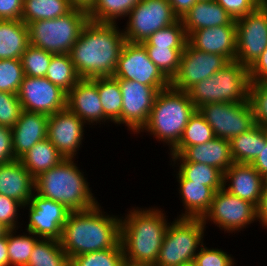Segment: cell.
I'll use <instances>...</instances> for the list:
<instances>
[{"instance_id":"1","label":"cell","mask_w":267,"mask_h":266,"mask_svg":"<svg viewBox=\"0 0 267 266\" xmlns=\"http://www.w3.org/2000/svg\"><path fill=\"white\" fill-rule=\"evenodd\" d=\"M125 43L117 24L88 20L68 54L81 78L111 77Z\"/></svg>"},{"instance_id":"2","label":"cell","mask_w":267,"mask_h":266,"mask_svg":"<svg viewBox=\"0 0 267 266\" xmlns=\"http://www.w3.org/2000/svg\"><path fill=\"white\" fill-rule=\"evenodd\" d=\"M101 207L98 203L93 208L69 213L59 240L69 260L114 248L120 242L121 216L109 215Z\"/></svg>"},{"instance_id":"3","label":"cell","mask_w":267,"mask_h":266,"mask_svg":"<svg viewBox=\"0 0 267 266\" xmlns=\"http://www.w3.org/2000/svg\"><path fill=\"white\" fill-rule=\"evenodd\" d=\"M132 208L125 218L121 216L120 242L125 261L154 265L170 224L168 216L158 207Z\"/></svg>"},{"instance_id":"4","label":"cell","mask_w":267,"mask_h":266,"mask_svg":"<svg viewBox=\"0 0 267 266\" xmlns=\"http://www.w3.org/2000/svg\"><path fill=\"white\" fill-rule=\"evenodd\" d=\"M75 160L65 158L35 178L36 194L59 202L71 212L93 208L98 204L84 172Z\"/></svg>"},{"instance_id":"5","label":"cell","mask_w":267,"mask_h":266,"mask_svg":"<svg viewBox=\"0 0 267 266\" xmlns=\"http://www.w3.org/2000/svg\"><path fill=\"white\" fill-rule=\"evenodd\" d=\"M195 110L187 92L171 87L163 89L157 93L148 122L138 134L147 132L171 151Z\"/></svg>"},{"instance_id":"6","label":"cell","mask_w":267,"mask_h":266,"mask_svg":"<svg viewBox=\"0 0 267 266\" xmlns=\"http://www.w3.org/2000/svg\"><path fill=\"white\" fill-rule=\"evenodd\" d=\"M249 68L230 61L220 71L192 86L188 95L196 109L205 104L248 101Z\"/></svg>"},{"instance_id":"7","label":"cell","mask_w":267,"mask_h":266,"mask_svg":"<svg viewBox=\"0 0 267 266\" xmlns=\"http://www.w3.org/2000/svg\"><path fill=\"white\" fill-rule=\"evenodd\" d=\"M87 11L73 8L66 15L29 23L30 45L54 55L68 54L88 22Z\"/></svg>"},{"instance_id":"8","label":"cell","mask_w":267,"mask_h":266,"mask_svg":"<svg viewBox=\"0 0 267 266\" xmlns=\"http://www.w3.org/2000/svg\"><path fill=\"white\" fill-rule=\"evenodd\" d=\"M206 226L202 218H175L165 233L154 266H182L193 263L204 244Z\"/></svg>"},{"instance_id":"9","label":"cell","mask_w":267,"mask_h":266,"mask_svg":"<svg viewBox=\"0 0 267 266\" xmlns=\"http://www.w3.org/2000/svg\"><path fill=\"white\" fill-rule=\"evenodd\" d=\"M123 33L126 41L142 43L159 29L179 20L168 0H141L128 14Z\"/></svg>"},{"instance_id":"10","label":"cell","mask_w":267,"mask_h":266,"mask_svg":"<svg viewBox=\"0 0 267 266\" xmlns=\"http://www.w3.org/2000/svg\"><path fill=\"white\" fill-rule=\"evenodd\" d=\"M202 220L205 225L208 221L214 223L225 233H236L257 221V207L221 188L215 192L211 207Z\"/></svg>"},{"instance_id":"11","label":"cell","mask_w":267,"mask_h":266,"mask_svg":"<svg viewBox=\"0 0 267 266\" xmlns=\"http://www.w3.org/2000/svg\"><path fill=\"white\" fill-rule=\"evenodd\" d=\"M113 77L153 86L158 92L170 87V80L149 59L147 50L142 43L126 41Z\"/></svg>"},{"instance_id":"12","label":"cell","mask_w":267,"mask_h":266,"mask_svg":"<svg viewBox=\"0 0 267 266\" xmlns=\"http://www.w3.org/2000/svg\"><path fill=\"white\" fill-rule=\"evenodd\" d=\"M198 110L212 127L217 138L230 141L255 126L249 100L238 103H210L202 105Z\"/></svg>"},{"instance_id":"13","label":"cell","mask_w":267,"mask_h":266,"mask_svg":"<svg viewBox=\"0 0 267 266\" xmlns=\"http://www.w3.org/2000/svg\"><path fill=\"white\" fill-rule=\"evenodd\" d=\"M236 59L250 68L267 47V5L236 19Z\"/></svg>"},{"instance_id":"14","label":"cell","mask_w":267,"mask_h":266,"mask_svg":"<svg viewBox=\"0 0 267 266\" xmlns=\"http://www.w3.org/2000/svg\"><path fill=\"white\" fill-rule=\"evenodd\" d=\"M230 61L221 55L198 51L188 43L180 57L170 87L187 92L192 86L220 71Z\"/></svg>"},{"instance_id":"15","label":"cell","mask_w":267,"mask_h":266,"mask_svg":"<svg viewBox=\"0 0 267 266\" xmlns=\"http://www.w3.org/2000/svg\"><path fill=\"white\" fill-rule=\"evenodd\" d=\"M122 94V111L115 123L125 124L131 134H138L147 124L158 91L137 81L117 79Z\"/></svg>"},{"instance_id":"16","label":"cell","mask_w":267,"mask_h":266,"mask_svg":"<svg viewBox=\"0 0 267 266\" xmlns=\"http://www.w3.org/2000/svg\"><path fill=\"white\" fill-rule=\"evenodd\" d=\"M26 207V208H25ZM27 209L28 224L25 232H31L39 238L60 240L62 229L71 212L64 205L42 197L36 193L23 206Z\"/></svg>"},{"instance_id":"17","label":"cell","mask_w":267,"mask_h":266,"mask_svg":"<svg viewBox=\"0 0 267 266\" xmlns=\"http://www.w3.org/2000/svg\"><path fill=\"white\" fill-rule=\"evenodd\" d=\"M17 95L24 111L49 116L66 108L67 93L45 77L25 76Z\"/></svg>"},{"instance_id":"18","label":"cell","mask_w":267,"mask_h":266,"mask_svg":"<svg viewBox=\"0 0 267 266\" xmlns=\"http://www.w3.org/2000/svg\"><path fill=\"white\" fill-rule=\"evenodd\" d=\"M85 127L86 124L66 107L49 115L47 138L64 158H75L82 147Z\"/></svg>"},{"instance_id":"19","label":"cell","mask_w":267,"mask_h":266,"mask_svg":"<svg viewBox=\"0 0 267 266\" xmlns=\"http://www.w3.org/2000/svg\"><path fill=\"white\" fill-rule=\"evenodd\" d=\"M66 107L75 113L86 125L109 123L103 114L98 92V77L81 78L67 93Z\"/></svg>"},{"instance_id":"20","label":"cell","mask_w":267,"mask_h":266,"mask_svg":"<svg viewBox=\"0 0 267 266\" xmlns=\"http://www.w3.org/2000/svg\"><path fill=\"white\" fill-rule=\"evenodd\" d=\"M223 182V188L229 193L249 201L257 207L266 180L251 164L234 162L224 172Z\"/></svg>"},{"instance_id":"21","label":"cell","mask_w":267,"mask_h":266,"mask_svg":"<svg viewBox=\"0 0 267 266\" xmlns=\"http://www.w3.org/2000/svg\"><path fill=\"white\" fill-rule=\"evenodd\" d=\"M236 38V25H222L191 32L188 44L198 51L218 54L229 61H235Z\"/></svg>"},{"instance_id":"22","label":"cell","mask_w":267,"mask_h":266,"mask_svg":"<svg viewBox=\"0 0 267 266\" xmlns=\"http://www.w3.org/2000/svg\"><path fill=\"white\" fill-rule=\"evenodd\" d=\"M173 162H197L215 167L223 173L233 165L230 141L215 137L204 144L187 147L181 154H170Z\"/></svg>"},{"instance_id":"23","label":"cell","mask_w":267,"mask_h":266,"mask_svg":"<svg viewBox=\"0 0 267 266\" xmlns=\"http://www.w3.org/2000/svg\"><path fill=\"white\" fill-rule=\"evenodd\" d=\"M49 116L42 113L22 111L12 128L13 153L19 159L37 142L47 138Z\"/></svg>"},{"instance_id":"24","label":"cell","mask_w":267,"mask_h":266,"mask_svg":"<svg viewBox=\"0 0 267 266\" xmlns=\"http://www.w3.org/2000/svg\"><path fill=\"white\" fill-rule=\"evenodd\" d=\"M35 193V178L19 159L0 164V194L26 205Z\"/></svg>"},{"instance_id":"25","label":"cell","mask_w":267,"mask_h":266,"mask_svg":"<svg viewBox=\"0 0 267 266\" xmlns=\"http://www.w3.org/2000/svg\"><path fill=\"white\" fill-rule=\"evenodd\" d=\"M180 19L187 36L199 29L236 25L232 16L215 0H198Z\"/></svg>"},{"instance_id":"26","label":"cell","mask_w":267,"mask_h":266,"mask_svg":"<svg viewBox=\"0 0 267 266\" xmlns=\"http://www.w3.org/2000/svg\"><path fill=\"white\" fill-rule=\"evenodd\" d=\"M176 173L178 193L185 209L177 218H203L211 207L215 191L201 183L186 180L178 171Z\"/></svg>"},{"instance_id":"27","label":"cell","mask_w":267,"mask_h":266,"mask_svg":"<svg viewBox=\"0 0 267 266\" xmlns=\"http://www.w3.org/2000/svg\"><path fill=\"white\" fill-rule=\"evenodd\" d=\"M29 45L28 26L22 20H0V59H21Z\"/></svg>"},{"instance_id":"28","label":"cell","mask_w":267,"mask_h":266,"mask_svg":"<svg viewBox=\"0 0 267 266\" xmlns=\"http://www.w3.org/2000/svg\"><path fill=\"white\" fill-rule=\"evenodd\" d=\"M267 142V130L255 125L249 131L241 133L230 140L231 157L235 163L251 164Z\"/></svg>"},{"instance_id":"29","label":"cell","mask_w":267,"mask_h":266,"mask_svg":"<svg viewBox=\"0 0 267 266\" xmlns=\"http://www.w3.org/2000/svg\"><path fill=\"white\" fill-rule=\"evenodd\" d=\"M64 159L48 138L37 142L19 158L22 165L34 178L58 165Z\"/></svg>"},{"instance_id":"30","label":"cell","mask_w":267,"mask_h":266,"mask_svg":"<svg viewBox=\"0 0 267 266\" xmlns=\"http://www.w3.org/2000/svg\"><path fill=\"white\" fill-rule=\"evenodd\" d=\"M73 8L69 0H24L21 20L28 25L33 21L54 19Z\"/></svg>"},{"instance_id":"31","label":"cell","mask_w":267,"mask_h":266,"mask_svg":"<svg viewBox=\"0 0 267 266\" xmlns=\"http://www.w3.org/2000/svg\"><path fill=\"white\" fill-rule=\"evenodd\" d=\"M216 136L198 109L190 116L178 144L168 154H181L187 147L204 144Z\"/></svg>"},{"instance_id":"32","label":"cell","mask_w":267,"mask_h":266,"mask_svg":"<svg viewBox=\"0 0 267 266\" xmlns=\"http://www.w3.org/2000/svg\"><path fill=\"white\" fill-rule=\"evenodd\" d=\"M141 0H95L87 11L89 20L100 23L118 24Z\"/></svg>"},{"instance_id":"33","label":"cell","mask_w":267,"mask_h":266,"mask_svg":"<svg viewBox=\"0 0 267 266\" xmlns=\"http://www.w3.org/2000/svg\"><path fill=\"white\" fill-rule=\"evenodd\" d=\"M170 162V166L173 163L172 167L177 163L178 172L186 180L211 187L215 192L224 187V173L215 167L197 162Z\"/></svg>"},{"instance_id":"34","label":"cell","mask_w":267,"mask_h":266,"mask_svg":"<svg viewBox=\"0 0 267 266\" xmlns=\"http://www.w3.org/2000/svg\"><path fill=\"white\" fill-rule=\"evenodd\" d=\"M27 266H70V260L59 240L41 238L34 245Z\"/></svg>"},{"instance_id":"35","label":"cell","mask_w":267,"mask_h":266,"mask_svg":"<svg viewBox=\"0 0 267 266\" xmlns=\"http://www.w3.org/2000/svg\"><path fill=\"white\" fill-rule=\"evenodd\" d=\"M98 92L104 116L112 123L121 117L122 94L118 80L111 77H98Z\"/></svg>"},{"instance_id":"36","label":"cell","mask_w":267,"mask_h":266,"mask_svg":"<svg viewBox=\"0 0 267 266\" xmlns=\"http://www.w3.org/2000/svg\"><path fill=\"white\" fill-rule=\"evenodd\" d=\"M45 78L68 93L81 79L69 54H56L51 58Z\"/></svg>"},{"instance_id":"37","label":"cell","mask_w":267,"mask_h":266,"mask_svg":"<svg viewBox=\"0 0 267 266\" xmlns=\"http://www.w3.org/2000/svg\"><path fill=\"white\" fill-rule=\"evenodd\" d=\"M16 229L7 231V250L10 266H27L34 245L41 239L31 232L16 234Z\"/></svg>"},{"instance_id":"38","label":"cell","mask_w":267,"mask_h":266,"mask_svg":"<svg viewBox=\"0 0 267 266\" xmlns=\"http://www.w3.org/2000/svg\"><path fill=\"white\" fill-rule=\"evenodd\" d=\"M187 43L188 36L181 19L157 30L142 42L145 47H171L174 49H185Z\"/></svg>"},{"instance_id":"39","label":"cell","mask_w":267,"mask_h":266,"mask_svg":"<svg viewBox=\"0 0 267 266\" xmlns=\"http://www.w3.org/2000/svg\"><path fill=\"white\" fill-rule=\"evenodd\" d=\"M125 261L121 242L114 248L88 252L70 259V266H122Z\"/></svg>"},{"instance_id":"40","label":"cell","mask_w":267,"mask_h":266,"mask_svg":"<svg viewBox=\"0 0 267 266\" xmlns=\"http://www.w3.org/2000/svg\"><path fill=\"white\" fill-rule=\"evenodd\" d=\"M149 59L160 69V71L171 80L176 74L180 64V57L184 49L171 47H145Z\"/></svg>"},{"instance_id":"41","label":"cell","mask_w":267,"mask_h":266,"mask_svg":"<svg viewBox=\"0 0 267 266\" xmlns=\"http://www.w3.org/2000/svg\"><path fill=\"white\" fill-rule=\"evenodd\" d=\"M53 55L43 49L29 45L21 57L25 76L45 77Z\"/></svg>"},{"instance_id":"42","label":"cell","mask_w":267,"mask_h":266,"mask_svg":"<svg viewBox=\"0 0 267 266\" xmlns=\"http://www.w3.org/2000/svg\"><path fill=\"white\" fill-rule=\"evenodd\" d=\"M25 77L21 59H0V91L17 94Z\"/></svg>"},{"instance_id":"43","label":"cell","mask_w":267,"mask_h":266,"mask_svg":"<svg viewBox=\"0 0 267 266\" xmlns=\"http://www.w3.org/2000/svg\"><path fill=\"white\" fill-rule=\"evenodd\" d=\"M248 100L255 125L267 130V82H250Z\"/></svg>"},{"instance_id":"44","label":"cell","mask_w":267,"mask_h":266,"mask_svg":"<svg viewBox=\"0 0 267 266\" xmlns=\"http://www.w3.org/2000/svg\"><path fill=\"white\" fill-rule=\"evenodd\" d=\"M23 111L18 95L0 91V126L13 128Z\"/></svg>"},{"instance_id":"45","label":"cell","mask_w":267,"mask_h":266,"mask_svg":"<svg viewBox=\"0 0 267 266\" xmlns=\"http://www.w3.org/2000/svg\"><path fill=\"white\" fill-rule=\"evenodd\" d=\"M228 252L218 248H208L205 244L200 247L194 258L195 266H234L235 258Z\"/></svg>"},{"instance_id":"46","label":"cell","mask_w":267,"mask_h":266,"mask_svg":"<svg viewBox=\"0 0 267 266\" xmlns=\"http://www.w3.org/2000/svg\"><path fill=\"white\" fill-rule=\"evenodd\" d=\"M23 206L16 199L0 194V223L8 230L16 229L18 231L19 227H21V225L18 226L20 224L18 216L21 215L18 213Z\"/></svg>"},{"instance_id":"47","label":"cell","mask_w":267,"mask_h":266,"mask_svg":"<svg viewBox=\"0 0 267 266\" xmlns=\"http://www.w3.org/2000/svg\"><path fill=\"white\" fill-rule=\"evenodd\" d=\"M234 20L252 12L256 6L250 0H215Z\"/></svg>"},{"instance_id":"48","label":"cell","mask_w":267,"mask_h":266,"mask_svg":"<svg viewBox=\"0 0 267 266\" xmlns=\"http://www.w3.org/2000/svg\"><path fill=\"white\" fill-rule=\"evenodd\" d=\"M12 129L0 126V164H6L15 160L13 153Z\"/></svg>"},{"instance_id":"49","label":"cell","mask_w":267,"mask_h":266,"mask_svg":"<svg viewBox=\"0 0 267 266\" xmlns=\"http://www.w3.org/2000/svg\"><path fill=\"white\" fill-rule=\"evenodd\" d=\"M24 0H0V20H21Z\"/></svg>"},{"instance_id":"50","label":"cell","mask_w":267,"mask_h":266,"mask_svg":"<svg viewBox=\"0 0 267 266\" xmlns=\"http://www.w3.org/2000/svg\"><path fill=\"white\" fill-rule=\"evenodd\" d=\"M250 82H267V47L249 68Z\"/></svg>"},{"instance_id":"51","label":"cell","mask_w":267,"mask_h":266,"mask_svg":"<svg viewBox=\"0 0 267 266\" xmlns=\"http://www.w3.org/2000/svg\"><path fill=\"white\" fill-rule=\"evenodd\" d=\"M257 221L259 224L267 229V181L263 187L260 202L257 206Z\"/></svg>"},{"instance_id":"52","label":"cell","mask_w":267,"mask_h":266,"mask_svg":"<svg viewBox=\"0 0 267 266\" xmlns=\"http://www.w3.org/2000/svg\"><path fill=\"white\" fill-rule=\"evenodd\" d=\"M259 174L267 181V142L262 144L260 155L251 163Z\"/></svg>"},{"instance_id":"53","label":"cell","mask_w":267,"mask_h":266,"mask_svg":"<svg viewBox=\"0 0 267 266\" xmlns=\"http://www.w3.org/2000/svg\"><path fill=\"white\" fill-rule=\"evenodd\" d=\"M174 13L180 19L198 0H168Z\"/></svg>"},{"instance_id":"54","label":"cell","mask_w":267,"mask_h":266,"mask_svg":"<svg viewBox=\"0 0 267 266\" xmlns=\"http://www.w3.org/2000/svg\"><path fill=\"white\" fill-rule=\"evenodd\" d=\"M0 266H10L7 250V233L0 237Z\"/></svg>"},{"instance_id":"55","label":"cell","mask_w":267,"mask_h":266,"mask_svg":"<svg viewBox=\"0 0 267 266\" xmlns=\"http://www.w3.org/2000/svg\"><path fill=\"white\" fill-rule=\"evenodd\" d=\"M74 8H81L88 11L95 0H69Z\"/></svg>"},{"instance_id":"56","label":"cell","mask_w":267,"mask_h":266,"mask_svg":"<svg viewBox=\"0 0 267 266\" xmlns=\"http://www.w3.org/2000/svg\"><path fill=\"white\" fill-rule=\"evenodd\" d=\"M256 7H263L267 5V0H250Z\"/></svg>"},{"instance_id":"57","label":"cell","mask_w":267,"mask_h":266,"mask_svg":"<svg viewBox=\"0 0 267 266\" xmlns=\"http://www.w3.org/2000/svg\"><path fill=\"white\" fill-rule=\"evenodd\" d=\"M122 266H154V265L135 264L128 261H124Z\"/></svg>"},{"instance_id":"58","label":"cell","mask_w":267,"mask_h":266,"mask_svg":"<svg viewBox=\"0 0 267 266\" xmlns=\"http://www.w3.org/2000/svg\"><path fill=\"white\" fill-rule=\"evenodd\" d=\"M8 229L0 223V237L4 236L7 233Z\"/></svg>"},{"instance_id":"59","label":"cell","mask_w":267,"mask_h":266,"mask_svg":"<svg viewBox=\"0 0 267 266\" xmlns=\"http://www.w3.org/2000/svg\"><path fill=\"white\" fill-rule=\"evenodd\" d=\"M182 266H195L193 263L182 265Z\"/></svg>"}]
</instances>
